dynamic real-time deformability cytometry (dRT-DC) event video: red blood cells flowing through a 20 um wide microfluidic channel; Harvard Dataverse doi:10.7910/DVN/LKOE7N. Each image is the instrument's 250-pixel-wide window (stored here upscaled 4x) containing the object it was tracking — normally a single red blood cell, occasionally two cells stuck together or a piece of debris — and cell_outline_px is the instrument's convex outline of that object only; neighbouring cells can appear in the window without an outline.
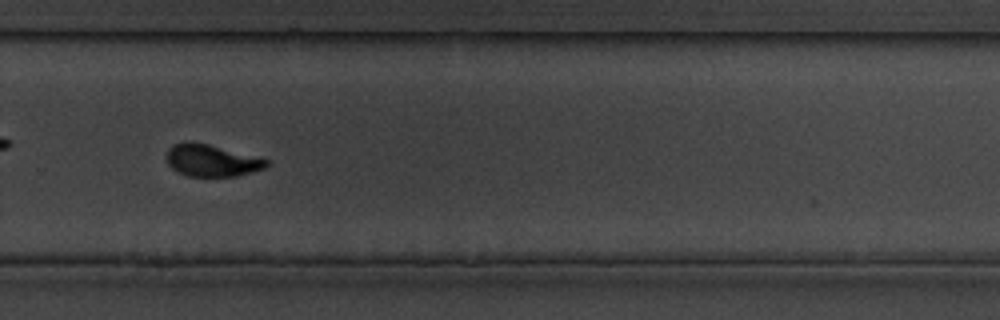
{"species": "common noctule bat (a hibernating species)", "species_latin": "Nyctalus noctula", "temperature_condition": "cold", "stored_images_in_passage": 26, "camera_frame_rate_fps": 3000, "um_per_image_px": 0.085, "animal": {"sex": "male", "body_mass_g": 19.5, "forearm_length_mm": 54.6}, "frame": {"image": 1, "passage_image": 15, "time_ms": 18.333, "image_size_px": [1000, 320], "cell_outline_px": [[268, 164], [264, 168], [252, 172], [236, 176], [188, 176], [172, 168], [168, 164], [168, 148], [172, 144], [208, 144], [268, 160]], "centroid_in_image_um": [18.0, 13.67], "position_along_channel_um": 311.8, "area_um2": 17.8}}
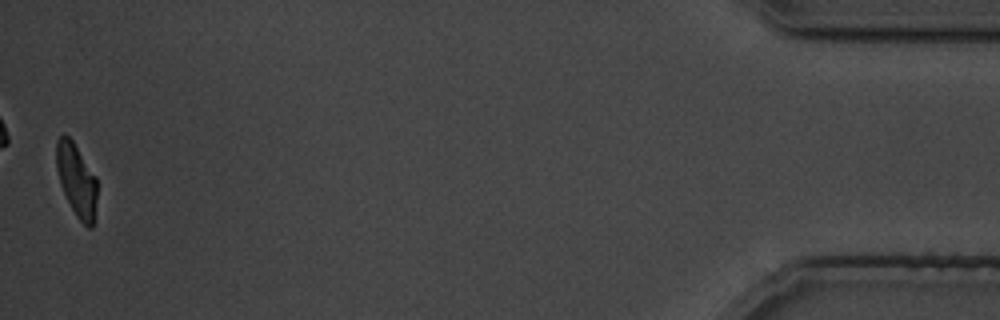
{"frame": {"image": 2, "passage_image": 26, "time_ms": 32.0, "image_size_px": [1000, 320], "cell_outline_px": [[96, 200], [92, 228], [88, 228], [76, 216], [60, 184], [56, 168], [56, 140], [64, 132], [72, 140], [96, 176]], "centroid_in_image_um": [6.49, 15.27], "position_along_channel_um": 428.7, "area_um2": 17.11}}